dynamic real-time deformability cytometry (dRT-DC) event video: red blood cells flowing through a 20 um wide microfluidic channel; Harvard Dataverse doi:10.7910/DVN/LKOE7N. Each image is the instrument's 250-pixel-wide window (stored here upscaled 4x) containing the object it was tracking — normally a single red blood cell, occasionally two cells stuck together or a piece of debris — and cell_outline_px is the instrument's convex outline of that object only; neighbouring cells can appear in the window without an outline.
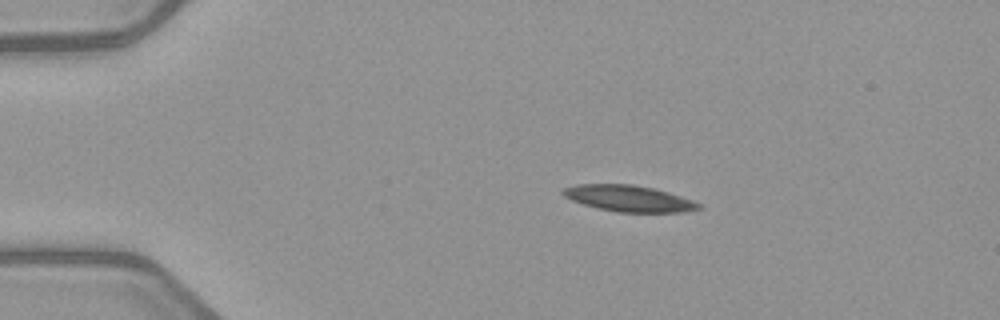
{"species": "common noctule bat (a hibernating species)", "species_latin": "Nyctalus noctula", "temperature_condition": "warm", "stored_images_in_passage": 7, "camera_frame_rate_fps": 3000, "um_per_image_px": 0.085, "animal": {"sex": "female", "body_mass_g": 21.9}, "frame": {"image": 1, "passage_image": 3, "time_ms": 2.333, "image_size_px": [1000, 320], "cell_outline_px": [[700, 208], [684, 212], [616, 212], [584, 204], [572, 200], [564, 196], [560, 192], [564, 188], [576, 184], [632, 184], [656, 188], [692, 200], [700, 204]], "centroid_in_image_um": [53.44, 16.86], "position_along_channel_um": 31.6, "area_um2": 20.63}}
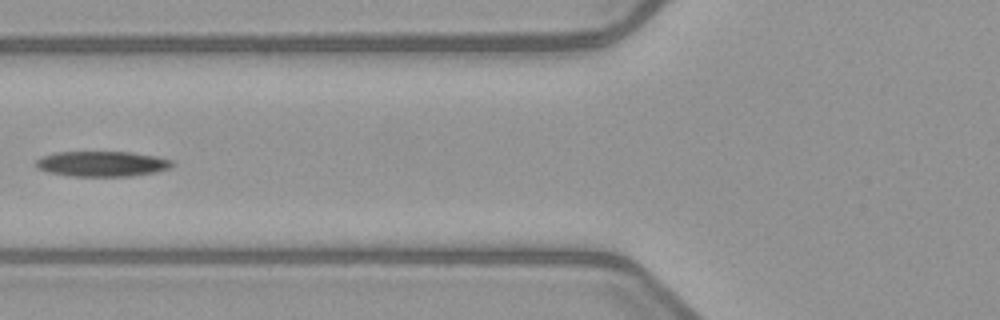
{"frame": {"image": 2, "passage_image": 6, "time_ms": 6.0, "image_size_px": [1000, 320], "cell_outline_px": [[176, 164], [168, 168], [156, 172], [132, 176], [72, 176], [48, 172], [36, 168], [36, 160], [40, 156], [56, 152], [132, 152], [156, 156], [172, 160]], "centroid_in_image_um": [8.67, 13.92], "position_along_channel_um": 117.1, "area_um2": 20.23}}
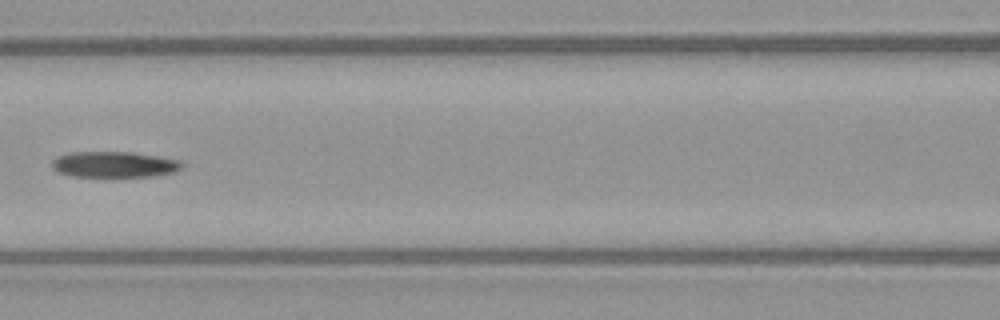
{"frame": {"image": 3, "passage_image": 7, "time_ms": 7.0, "image_size_px": [1000, 320], "cell_outline_px": [[184, 168], [176, 172], [152, 176], [72, 176], [56, 172], [52, 168], [52, 160], [56, 156], [68, 152], [132, 152], [160, 156], [180, 160], [184, 164]], "centroid_in_image_um": [9.72, 13.97], "position_along_channel_um": 156.9, "area_um2": 19.88}}